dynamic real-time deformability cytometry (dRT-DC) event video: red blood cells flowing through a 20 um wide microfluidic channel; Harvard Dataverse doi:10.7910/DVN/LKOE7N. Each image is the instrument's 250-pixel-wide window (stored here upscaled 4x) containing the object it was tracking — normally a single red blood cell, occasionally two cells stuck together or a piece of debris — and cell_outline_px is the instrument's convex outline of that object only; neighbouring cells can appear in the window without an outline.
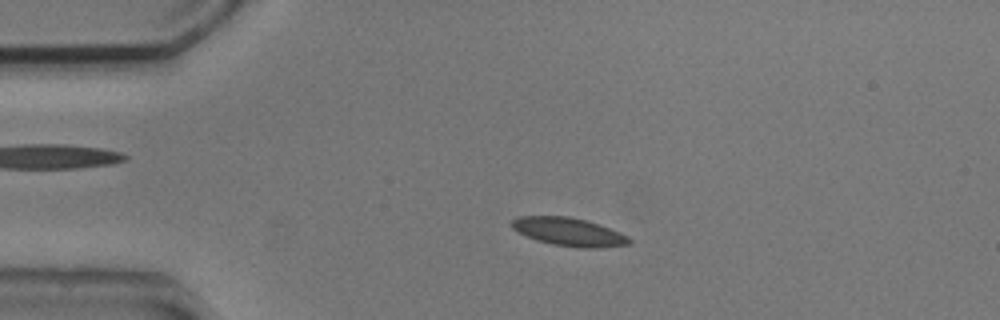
{"species": "common noctule bat (a hibernating species)", "species_latin": "Nyctalus noctula", "temperature_condition": "cold", "stored_images_in_passage": 43, "camera_frame_rate_fps": 3000, "um_per_image_px": 0.085, "animal": {"sex": "male", "body_mass_g": 20.5, "forearm_length_mm": 52.5}, "frame": {"image": 1, "passage_image": 1, "time_ms": 0.0, "image_size_px": [1000, 320], "cell_outline_px": [[632, 240], [628, 244], [596, 248], [580, 248], [552, 244], [536, 240], [512, 228], [512, 220], [516, 216], [568, 216], [584, 220], [620, 232], [628, 236]], "centroid_in_image_um": [48.34, 19.71], "position_along_channel_um": 36.7, "area_um2": 19.02}}
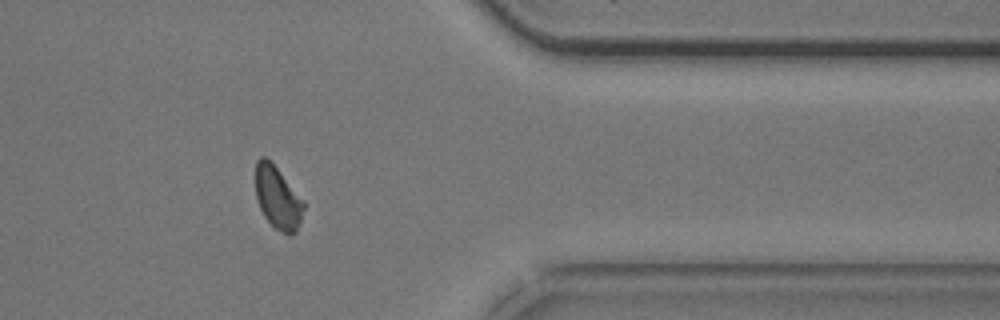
{"frame": {"image": 2, "passage_image": 33, "time_ms": 10.667, "image_size_px": [1000, 320], "cell_outline_px": [[304, 208], [296, 232], [280, 232], [264, 216], [260, 208], [256, 196], [256, 160], [260, 156], [264, 156], [276, 168], [304, 200]], "centroid_in_image_um": [23.59, 16.79], "position_along_channel_um": 387.8, "area_um2": 17.05}}
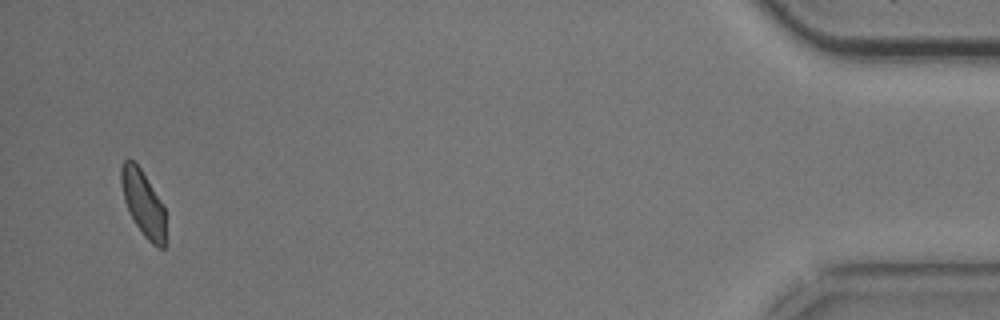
{"frame": {"image": 3, "passage_image": 41, "time_ms": 13.333, "image_size_px": [1000, 320], "cell_outline_px": [[164, 248], [156, 248], [144, 236], [136, 224], [124, 200], [120, 184], [120, 168], [124, 160], [128, 156], [140, 168], [164, 204]], "centroid_in_image_um": [12.15, 17.23], "position_along_channel_um": 423.1, "area_um2": 16.94}, "authors_computed_cell_mechanics": {"area_um2": 18.4382, "velocity_mm_per_s": 3.7609, "shape_relaxation_time_tau1_ms": 6.8843, "shape_relaxation_time_tau2_ms": null, "deformation_change_tau1": 0.1175, "deformation_change_tau2": null}}